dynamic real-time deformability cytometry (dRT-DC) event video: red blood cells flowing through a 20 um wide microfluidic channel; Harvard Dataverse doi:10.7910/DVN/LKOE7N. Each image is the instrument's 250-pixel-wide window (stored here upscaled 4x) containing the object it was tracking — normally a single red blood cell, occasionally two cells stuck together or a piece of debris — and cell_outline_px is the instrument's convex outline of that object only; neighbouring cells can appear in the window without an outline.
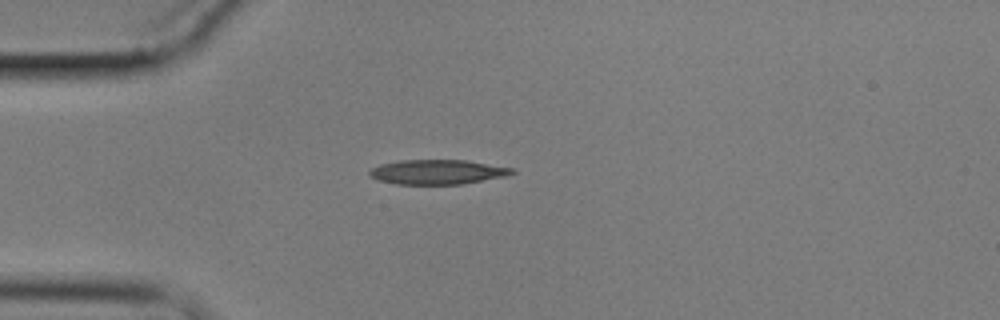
{"species": "common noctule bat (a hibernating species)", "species_latin": "Nyctalus noctula", "temperature_condition": "cold", "stored_images_in_passage": 4, "camera_frame_rate_fps": 3000, "um_per_image_px": 0.085, "animal": {"sex": "male", "body_mass_g": 17.9}, "frame": {"image": 1, "passage_image": 4, "time_ms": 3.667, "image_size_px": [1000, 320], "cell_outline_px": [[516, 172], [504, 176], [460, 184], [396, 184], [376, 180], [368, 176], [368, 172], [372, 168], [380, 164], [400, 160], [464, 160], [516, 168]], "centroid_in_image_um": [37.14, 14.61], "position_along_channel_um": 47.9, "area_um2": 20.46}}